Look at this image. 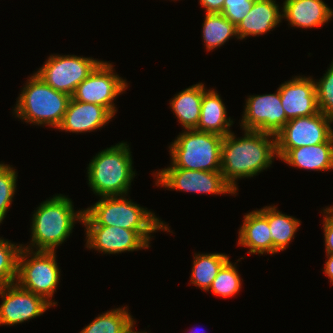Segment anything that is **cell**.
<instances>
[{
    "label": "cell",
    "instance_id": "cell-5",
    "mask_svg": "<svg viewBox=\"0 0 333 333\" xmlns=\"http://www.w3.org/2000/svg\"><path fill=\"white\" fill-rule=\"evenodd\" d=\"M17 98L14 113L26 123L58 128L64 118L71 96L56 91L36 73L25 83Z\"/></svg>",
    "mask_w": 333,
    "mask_h": 333
},
{
    "label": "cell",
    "instance_id": "cell-11",
    "mask_svg": "<svg viewBox=\"0 0 333 333\" xmlns=\"http://www.w3.org/2000/svg\"><path fill=\"white\" fill-rule=\"evenodd\" d=\"M128 84L114 73L111 63L102 61L93 72L76 88L72 98L84 103L106 107L113 115L117 112L113 104L118 95L123 94Z\"/></svg>",
    "mask_w": 333,
    "mask_h": 333
},
{
    "label": "cell",
    "instance_id": "cell-6",
    "mask_svg": "<svg viewBox=\"0 0 333 333\" xmlns=\"http://www.w3.org/2000/svg\"><path fill=\"white\" fill-rule=\"evenodd\" d=\"M223 136L210 132L184 130L170 144L171 165L200 171H221Z\"/></svg>",
    "mask_w": 333,
    "mask_h": 333
},
{
    "label": "cell",
    "instance_id": "cell-31",
    "mask_svg": "<svg viewBox=\"0 0 333 333\" xmlns=\"http://www.w3.org/2000/svg\"><path fill=\"white\" fill-rule=\"evenodd\" d=\"M255 0H225L222 15L237 26L251 10Z\"/></svg>",
    "mask_w": 333,
    "mask_h": 333
},
{
    "label": "cell",
    "instance_id": "cell-22",
    "mask_svg": "<svg viewBox=\"0 0 333 333\" xmlns=\"http://www.w3.org/2000/svg\"><path fill=\"white\" fill-rule=\"evenodd\" d=\"M206 91L205 85L198 83L182 90L170 100L171 109L185 130L197 128L203 94Z\"/></svg>",
    "mask_w": 333,
    "mask_h": 333
},
{
    "label": "cell",
    "instance_id": "cell-17",
    "mask_svg": "<svg viewBox=\"0 0 333 333\" xmlns=\"http://www.w3.org/2000/svg\"><path fill=\"white\" fill-rule=\"evenodd\" d=\"M281 9L282 18L297 28H318L333 17V9L322 0H285Z\"/></svg>",
    "mask_w": 333,
    "mask_h": 333
},
{
    "label": "cell",
    "instance_id": "cell-18",
    "mask_svg": "<svg viewBox=\"0 0 333 333\" xmlns=\"http://www.w3.org/2000/svg\"><path fill=\"white\" fill-rule=\"evenodd\" d=\"M279 9L276 0H255L251 10L236 26L238 39L243 40L248 36L255 37L274 30L283 19Z\"/></svg>",
    "mask_w": 333,
    "mask_h": 333
},
{
    "label": "cell",
    "instance_id": "cell-2",
    "mask_svg": "<svg viewBox=\"0 0 333 333\" xmlns=\"http://www.w3.org/2000/svg\"><path fill=\"white\" fill-rule=\"evenodd\" d=\"M127 195L101 197L93 206L84 209V226H116L139 232L149 243L151 233L165 230L172 232L168 224L150 210L139 206Z\"/></svg>",
    "mask_w": 333,
    "mask_h": 333
},
{
    "label": "cell",
    "instance_id": "cell-29",
    "mask_svg": "<svg viewBox=\"0 0 333 333\" xmlns=\"http://www.w3.org/2000/svg\"><path fill=\"white\" fill-rule=\"evenodd\" d=\"M17 172L7 164L0 163V224L3 222L16 192Z\"/></svg>",
    "mask_w": 333,
    "mask_h": 333
},
{
    "label": "cell",
    "instance_id": "cell-12",
    "mask_svg": "<svg viewBox=\"0 0 333 333\" xmlns=\"http://www.w3.org/2000/svg\"><path fill=\"white\" fill-rule=\"evenodd\" d=\"M240 126L246 130L276 135L287 123L279 88L276 93L249 96Z\"/></svg>",
    "mask_w": 333,
    "mask_h": 333
},
{
    "label": "cell",
    "instance_id": "cell-1",
    "mask_svg": "<svg viewBox=\"0 0 333 333\" xmlns=\"http://www.w3.org/2000/svg\"><path fill=\"white\" fill-rule=\"evenodd\" d=\"M243 131L241 138L231 132L222 140L221 173L235 192L238 190L236 180L261 173L277 158L275 135L258 130Z\"/></svg>",
    "mask_w": 333,
    "mask_h": 333
},
{
    "label": "cell",
    "instance_id": "cell-28",
    "mask_svg": "<svg viewBox=\"0 0 333 333\" xmlns=\"http://www.w3.org/2000/svg\"><path fill=\"white\" fill-rule=\"evenodd\" d=\"M22 244L15 245L0 237V287L16 282L18 256Z\"/></svg>",
    "mask_w": 333,
    "mask_h": 333
},
{
    "label": "cell",
    "instance_id": "cell-20",
    "mask_svg": "<svg viewBox=\"0 0 333 333\" xmlns=\"http://www.w3.org/2000/svg\"><path fill=\"white\" fill-rule=\"evenodd\" d=\"M281 160L303 170H332L333 136L324 143L291 149Z\"/></svg>",
    "mask_w": 333,
    "mask_h": 333
},
{
    "label": "cell",
    "instance_id": "cell-10",
    "mask_svg": "<svg viewBox=\"0 0 333 333\" xmlns=\"http://www.w3.org/2000/svg\"><path fill=\"white\" fill-rule=\"evenodd\" d=\"M156 175L155 185L184 192L204 194H234V189L225 181L221 171H200L181 168H164Z\"/></svg>",
    "mask_w": 333,
    "mask_h": 333
},
{
    "label": "cell",
    "instance_id": "cell-32",
    "mask_svg": "<svg viewBox=\"0 0 333 333\" xmlns=\"http://www.w3.org/2000/svg\"><path fill=\"white\" fill-rule=\"evenodd\" d=\"M323 213L325 252L327 254H333V211L327 207L326 209H323Z\"/></svg>",
    "mask_w": 333,
    "mask_h": 333
},
{
    "label": "cell",
    "instance_id": "cell-25",
    "mask_svg": "<svg viewBox=\"0 0 333 333\" xmlns=\"http://www.w3.org/2000/svg\"><path fill=\"white\" fill-rule=\"evenodd\" d=\"M228 260L229 256L222 253L194 254L190 283L209 291L218 271Z\"/></svg>",
    "mask_w": 333,
    "mask_h": 333
},
{
    "label": "cell",
    "instance_id": "cell-9",
    "mask_svg": "<svg viewBox=\"0 0 333 333\" xmlns=\"http://www.w3.org/2000/svg\"><path fill=\"white\" fill-rule=\"evenodd\" d=\"M333 121L322 112L289 120L276 136L277 157L291 149L327 142L333 136Z\"/></svg>",
    "mask_w": 333,
    "mask_h": 333
},
{
    "label": "cell",
    "instance_id": "cell-3",
    "mask_svg": "<svg viewBox=\"0 0 333 333\" xmlns=\"http://www.w3.org/2000/svg\"><path fill=\"white\" fill-rule=\"evenodd\" d=\"M72 199L57 194L42 202L32 217L30 245L23 248L56 251L72 233L75 221H83L84 210H74ZM33 247V248H32Z\"/></svg>",
    "mask_w": 333,
    "mask_h": 333
},
{
    "label": "cell",
    "instance_id": "cell-26",
    "mask_svg": "<svg viewBox=\"0 0 333 333\" xmlns=\"http://www.w3.org/2000/svg\"><path fill=\"white\" fill-rule=\"evenodd\" d=\"M127 307L111 309L85 326L79 333H124L134 323Z\"/></svg>",
    "mask_w": 333,
    "mask_h": 333
},
{
    "label": "cell",
    "instance_id": "cell-24",
    "mask_svg": "<svg viewBox=\"0 0 333 333\" xmlns=\"http://www.w3.org/2000/svg\"><path fill=\"white\" fill-rule=\"evenodd\" d=\"M202 29V39L207 51L224 45L231 37L238 39L236 26L221 13H206Z\"/></svg>",
    "mask_w": 333,
    "mask_h": 333
},
{
    "label": "cell",
    "instance_id": "cell-16",
    "mask_svg": "<svg viewBox=\"0 0 333 333\" xmlns=\"http://www.w3.org/2000/svg\"><path fill=\"white\" fill-rule=\"evenodd\" d=\"M113 117L106 107L76 101L71 97L62 123L57 129L72 133L91 132L102 128Z\"/></svg>",
    "mask_w": 333,
    "mask_h": 333
},
{
    "label": "cell",
    "instance_id": "cell-27",
    "mask_svg": "<svg viewBox=\"0 0 333 333\" xmlns=\"http://www.w3.org/2000/svg\"><path fill=\"white\" fill-rule=\"evenodd\" d=\"M241 280L236 265H233L229 259L218 271L209 289L215 295L228 298L239 293Z\"/></svg>",
    "mask_w": 333,
    "mask_h": 333
},
{
    "label": "cell",
    "instance_id": "cell-8",
    "mask_svg": "<svg viewBox=\"0 0 333 333\" xmlns=\"http://www.w3.org/2000/svg\"><path fill=\"white\" fill-rule=\"evenodd\" d=\"M102 62L91 57L76 55H50L35 72L56 91L73 96L77 86Z\"/></svg>",
    "mask_w": 333,
    "mask_h": 333
},
{
    "label": "cell",
    "instance_id": "cell-34",
    "mask_svg": "<svg viewBox=\"0 0 333 333\" xmlns=\"http://www.w3.org/2000/svg\"><path fill=\"white\" fill-rule=\"evenodd\" d=\"M327 260L324 266V273L329 277L331 284H333V254H327Z\"/></svg>",
    "mask_w": 333,
    "mask_h": 333
},
{
    "label": "cell",
    "instance_id": "cell-7",
    "mask_svg": "<svg viewBox=\"0 0 333 333\" xmlns=\"http://www.w3.org/2000/svg\"><path fill=\"white\" fill-rule=\"evenodd\" d=\"M56 261L55 251H33L22 247L18 256L16 283L55 306L57 302H52L51 298L60 280V268Z\"/></svg>",
    "mask_w": 333,
    "mask_h": 333
},
{
    "label": "cell",
    "instance_id": "cell-14",
    "mask_svg": "<svg viewBox=\"0 0 333 333\" xmlns=\"http://www.w3.org/2000/svg\"><path fill=\"white\" fill-rule=\"evenodd\" d=\"M86 247L105 254H118L149 248L137 231L116 226H85Z\"/></svg>",
    "mask_w": 333,
    "mask_h": 333
},
{
    "label": "cell",
    "instance_id": "cell-4",
    "mask_svg": "<svg viewBox=\"0 0 333 333\" xmlns=\"http://www.w3.org/2000/svg\"><path fill=\"white\" fill-rule=\"evenodd\" d=\"M129 145L120 142L96 154L87 167L88 184L99 197L127 195L135 177Z\"/></svg>",
    "mask_w": 333,
    "mask_h": 333
},
{
    "label": "cell",
    "instance_id": "cell-30",
    "mask_svg": "<svg viewBox=\"0 0 333 333\" xmlns=\"http://www.w3.org/2000/svg\"><path fill=\"white\" fill-rule=\"evenodd\" d=\"M319 81L315 82L317 105L320 112L333 121V61Z\"/></svg>",
    "mask_w": 333,
    "mask_h": 333
},
{
    "label": "cell",
    "instance_id": "cell-33",
    "mask_svg": "<svg viewBox=\"0 0 333 333\" xmlns=\"http://www.w3.org/2000/svg\"><path fill=\"white\" fill-rule=\"evenodd\" d=\"M225 0H199V3L206 10L205 13H222Z\"/></svg>",
    "mask_w": 333,
    "mask_h": 333
},
{
    "label": "cell",
    "instance_id": "cell-19",
    "mask_svg": "<svg viewBox=\"0 0 333 333\" xmlns=\"http://www.w3.org/2000/svg\"><path fill=\"white\" fill-rule=\"evenodd\" d=\"M238 245L249 248L248 254H272V237L268 220L259 210L244 215L239 230Z\"/></svg>",
    "mask_w": 333,
    "mask_h": 333
},
{
    "label": "cell",
    "instance_id": "cell-13",
    "mask_svg": "<svg viewBox=\"0 0 333 333\" xmlns=\"http://www.w3.org/2000/svg\"><path fill=\"white\" fill-rule=\"evenodd\" d=\"M0 326L15 325L41 316L52 305L16 282L0 287Z\"/></svg>",
    "mask_w": 333,
    "mask_h": 333
},
{
    "label": "cell",
    "instance_id": "cell-15",
    "mask_svg": "<svg viewBox=\"0 0 333 333\" xmlns=\"http://www.w3.org/2000/svg\"><path fill=\"white\" fill-rule=\"evenodd\" d=\"M282 107L287 122L319 112L315 90V80L311 77L295 76L279 86Z\"/></svg>",
    "mask_w": 333,
    "mask_h": 333
},
{
    "label": "cell",
    "instance_id": "cell-35",
    "mask_svg": "<svg viewBox=\"0 0 333 333\" xmlns=\"http://www.w3.org/2000/svg\"><path fill=\"white\" fill-rule=\"evenodd\" d=\"M136 322L132 323L127 330L124 333H146V332H138V331H134L133 327L135 326Z\"/></svg>",
    "mask_w": 333,
    "mask_h": 333
},
{
    "label": "cell",
    "instance_id": "cell-23",
    "mask_svg": "<svg viewBox=\"0 0 333 333\" xmlns=\"http://www.w3.org/2000/svg\"><path fill=\"white\" fill-rule=\"evenodd\" d=\"M259 211L267 218L271 237L272 254L283 251L288 247L294 237L300 221L293 216H288L277 210V207L266 206Z\"/></svg>",
    "mask_w": 333,
    "mask_h": 333
},
{
    "label": "cell",
    "instance_id": "cell-21",
    "mask_svg": "<svg viewBox=\"0 0 333 333\" xmlns=\"http://www.w3.org/2000/svg\"><path fill=\"white\" fill-rule=\"evenodd\" d=\"M234 121L227 118L226 107L220 95L214 90L203 94L200 110V120L195 130L226 136L231 133L230 127Z\"/></svg>",
    "mask_w": 333,
    "mask_h": 333
}]
</instances>
